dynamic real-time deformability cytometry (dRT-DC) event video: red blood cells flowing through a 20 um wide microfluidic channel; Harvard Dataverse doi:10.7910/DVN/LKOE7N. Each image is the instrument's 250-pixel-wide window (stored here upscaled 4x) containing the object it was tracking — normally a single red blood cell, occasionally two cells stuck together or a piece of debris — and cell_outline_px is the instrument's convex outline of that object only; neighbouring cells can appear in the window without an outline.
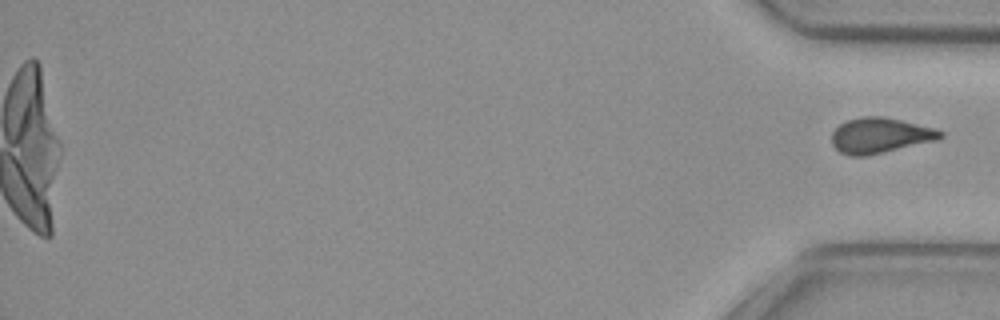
{"species": "common noctule bat (a hibernating species)", "species_latin": "Nyctalus noctula", "temperature_condition": "cold", "stored_images_in_passage": 55, "camera_frame_rate_fps": 3000, "um_per_image_px": 0.085, "animal": {"sex": "female", "body_mass_g": 29.2, "forearm_length_mm": 56.3}, "frame": {"image": 1, "passage_image": 55, "time_ms": 18.0, "image_size_px": [1000, 320], "cell_outline_px": [[944, 136], [936, 140], [864, 156], [852, 156], [840, 152], [832, 144], [832, 132], [840, 124], [848, 120], [864, 116], [884, 116], [936, 128], [944, 132]], "centroid_in_image_um": [74.81, 11.5], "position_along_channel_um": 360.4, "area_um2": 22.2}}